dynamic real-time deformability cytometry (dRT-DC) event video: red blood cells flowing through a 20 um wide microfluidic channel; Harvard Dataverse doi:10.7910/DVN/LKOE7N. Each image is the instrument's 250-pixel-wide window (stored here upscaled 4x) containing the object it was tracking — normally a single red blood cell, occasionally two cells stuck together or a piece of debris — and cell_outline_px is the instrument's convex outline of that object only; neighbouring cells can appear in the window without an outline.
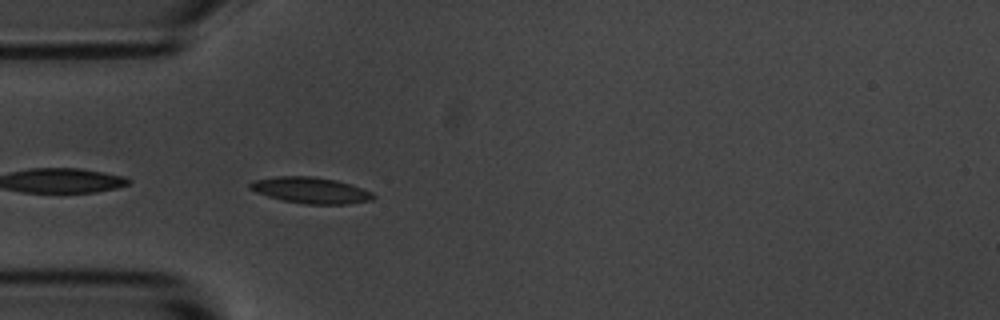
{"species": "common noctule bat (a hibernating species)", "species_latin": "Nyctalus noctula", "temperature_condition": "room temperature", "stored_images_in_passage": 4, "camera_frame_rate_fps": 3000, "um_per_image_px": 0.085, "animal": {"sex": "male", "body_mass_g": 20.1, "forearm_length_mm": 53.5}, "frame": {"image": 1, "passage_image": 4, "time_ms": 3.667, "image_size_px": [1000, 320], "cell_outline_px": [[376, 196], [372, 200], [348, 204], [304, 204], [284, 200], [268, 196], [256, 192], [248, 188], [248, 184], [252, 180], [276, 176], [312, 176], [336, 180], [372, 192]], "centroid_in_image_um": [26.37, 16.17], "position_along_channel_um": 58.6, "area_um2": 18.73}}